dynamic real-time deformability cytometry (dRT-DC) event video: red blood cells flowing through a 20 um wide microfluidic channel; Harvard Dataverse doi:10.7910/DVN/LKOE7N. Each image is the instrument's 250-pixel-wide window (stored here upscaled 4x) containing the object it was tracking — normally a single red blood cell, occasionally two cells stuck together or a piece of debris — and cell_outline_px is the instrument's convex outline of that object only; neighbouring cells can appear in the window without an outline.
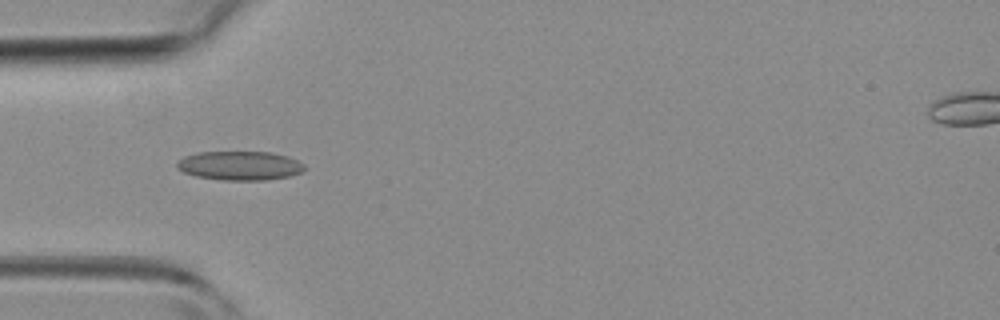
{"species": "common noctule bat (a hibernating species)", "species_latin": "Nyctalus noctula", "temperature_condition": "room temperature", "stored_images_in_passage": 2, "camera_frame_rate_fps": 3000, "um_per_image_px": 0.085, "animal": {"sex": "female", "body_mass_g": 19.3, "forearm_length_mm": 54.1}, "frame": {"image": 1, "passage_image": 2, "time_ms": 1.0, "image_size_px": [1000, 320], "cell_outline_px": [[304, 168], [300, 172], [288, 176], [268, 180], [224, 180], [196, 176], [184, 172], [176, 168], [176, 164], [184, 156], [196, 152], [272, 152], [288, 156], [304, 164]], "centroid_in_image_um": [20.36, 14.07], "position_along_channel_um": 64.6, "area_um2": 21.5}}